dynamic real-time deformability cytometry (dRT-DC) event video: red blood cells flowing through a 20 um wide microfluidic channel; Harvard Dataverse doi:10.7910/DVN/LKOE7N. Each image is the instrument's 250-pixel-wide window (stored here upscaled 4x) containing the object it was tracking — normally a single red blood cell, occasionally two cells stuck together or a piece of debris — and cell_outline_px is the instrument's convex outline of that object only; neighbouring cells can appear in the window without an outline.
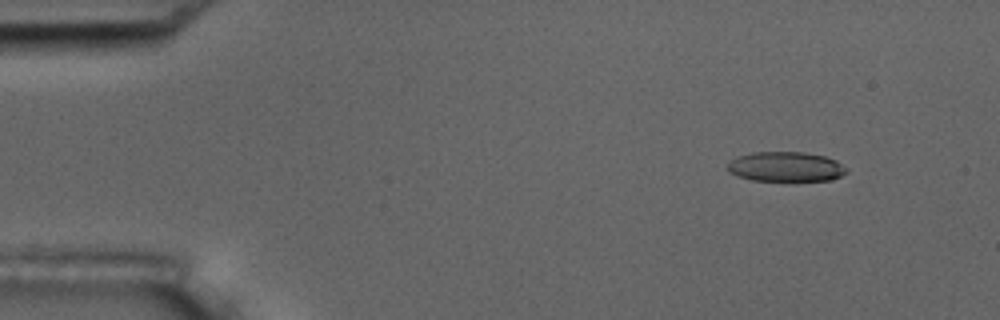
{"species": "common noctule bat (a hibernating species)", "species_latin": "Nyctalus noctula", "temperature_condition": "room temperature", "stored_images_in_passage": 5, "camera_frame_rate_fps": 3000, "um_per_image_px": 0.085, "animal": {"sex": "male", "body_mass_g": 17.5, "forearm_length_mm": 52.3}, "frame": {"image": 1, "passage_image": 2, "time_ms": 1.333, "image_size_px": [1000, 320], "cell_outline_px": [[848, 172], [840, 176], [828, 180], [752, 180], [736, 176], [728, 172], [728, 160], [736, 156], [752, 152], [804, 152], [824, 156], [836, 160], [848, 168]], "centroid_in_image_um": [66.76, 14.16], "position_along_channel_um": 18.2, "area_um2": 20.75}}
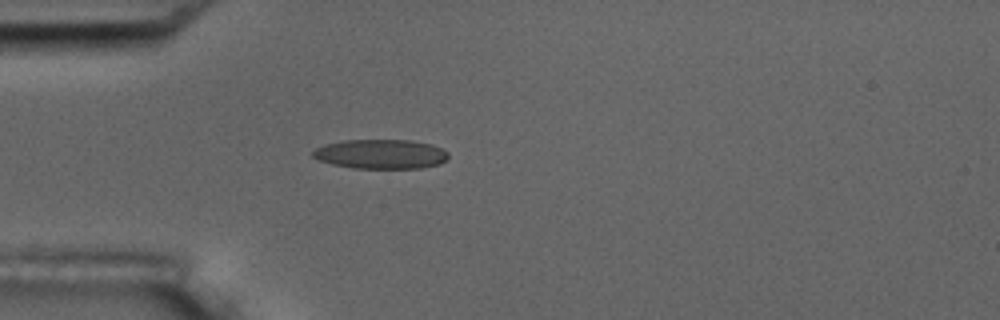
{"frame": {"image": 2, "passage_image": 5, "time_ms": 4.667, "image_size_px": [1000, 320], "cell_outline_px": [[448, 160], [440, 164], [420, 168], [352, 168], [332, 164], [320, 160], [312, 156], [312, 152], [316, 148], [324, 144], [344, 140], [412, 140], [432, 144], [448, 152]], "centroid_in_image_um": [32.39, 13.09], "position_along_channel_um": 52.6, "area_um2": 23.35}}